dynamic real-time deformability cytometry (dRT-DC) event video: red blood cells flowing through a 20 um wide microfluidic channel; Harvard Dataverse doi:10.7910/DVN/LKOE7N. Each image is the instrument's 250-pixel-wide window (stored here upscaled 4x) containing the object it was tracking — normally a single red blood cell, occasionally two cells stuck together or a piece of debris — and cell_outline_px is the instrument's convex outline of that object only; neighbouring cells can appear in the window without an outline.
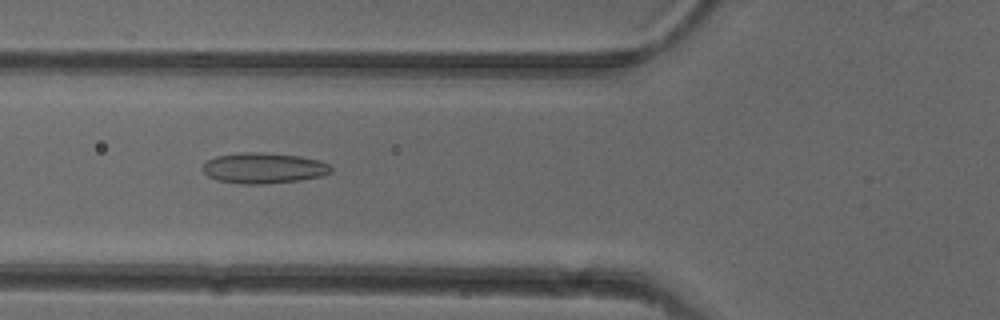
{"species": "common noctule bat (a hibernating species)", "species_latin": "Nyctalus noctula", "temperature_condition": "cold", "stored_images_in_passage": 40, "camera_frame_rate_fps": 3000, "um_per_image_px": 0.085, "animal": {"sex": "female"}, "frame": {"image": 1, "passage_image": 8, "time_ms": 2.333, "image_size_px": [1000, 320], "cell_outline_px": [[332, 172], [320, 176], [300, 180], [260, 184], [244, 184], [216, 180], [208, 176], [204, 172], [204, 164], [208, 160], [216, 156], [240, 152], [260, 152], [300, 156], [320, 160], [328, 164], [332, 168]], "centroid_in_image_um": [22.42, 14.28], "position_along_channel_um": 103.4, "area_um2": 22.83}}
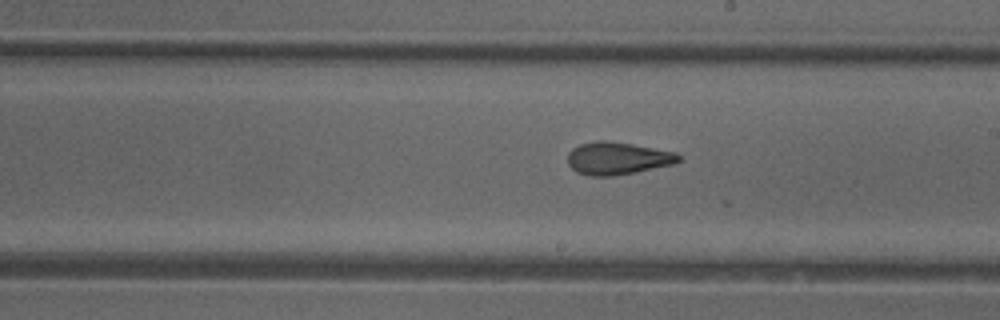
{"frame": {"image": 2, "passage_image": 18, "time_ms": 5.667, "image_size_px": [1000, 320], "cell_outline_px": [[680, 160], [672, 164], [636, 172], [612, 176], [588, 176], [576, 172], [568, 164], [568, 152], [572, 148], [580, 144], [596, 140], [608, 140], [632, 144], [676, 152], [680, 156]], "centroid_in_image_um": [52.45, 13.45], "position_along_channel_um": 236.5, "area_um2": 21.1}}
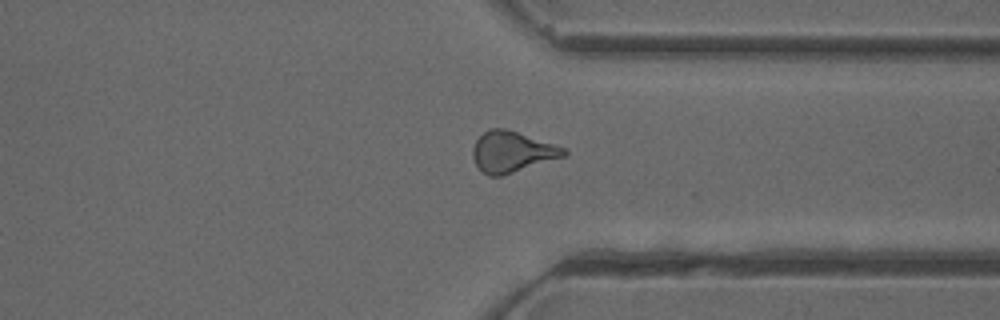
{"frame": {"image": 3, "passage_image": 28, "time_ms": 9.0, "image_size_px": [1000, 320], "cell_outline_px": [[568, 152], [564, 156], [500, 176], [488, 176], [476, 164], [472, 156], [472, 148], [476, 140], [488, 128], [508, 128], [568, 148]], "centroid_in_image_um": [43.53, 12.87], "position_along_channel_um": 367.9, "area_um2": 21.73}, "authors_computed_cell_mechanics": {"area_um2": 21.1548, "velocity_mm_per_s": 3.9757, "shape_relaxation_time_tau1_ms": 8.7364, "shape_relaxation_time_tau2_ms": 1.9496, "deformation_change_tau1": 0.188, "deformation_change_tau2": 0.1089}}